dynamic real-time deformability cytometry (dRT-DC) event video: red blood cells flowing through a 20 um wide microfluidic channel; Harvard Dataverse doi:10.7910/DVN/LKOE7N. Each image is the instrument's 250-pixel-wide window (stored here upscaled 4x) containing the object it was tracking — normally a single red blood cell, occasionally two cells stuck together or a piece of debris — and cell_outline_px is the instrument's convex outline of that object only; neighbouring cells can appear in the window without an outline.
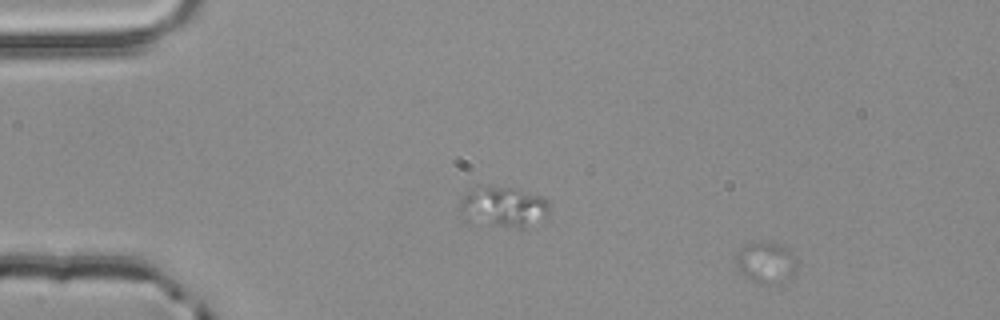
{"species": "common noctule bat (a hibernating species)", "species_latin": "Nyctalus noctula", "temperature_condition": "room temperature", "stored_images_in_passage": 26, "camera_frame_rate_fps": 3000, "um_per_image_px": 0.085, "animal": {"sex": "male", "body_mass_g": 20.4}, "frame": {"image": 1, "passage_image": 5, "time_ms": 1.333, "image_size_px": [1000, 320], "cell_outline_px": [[796, 268], [792, 280], [772, 284], [760, 284], [752, 280], [736, 264], [736, 252], [744, 244], [780, 244], [788, 248], [796, 256]], "centroid_in_image_um": [65.18, 22.34], "position_along_channel_um": 19.8, "area_um2": 14.45}}